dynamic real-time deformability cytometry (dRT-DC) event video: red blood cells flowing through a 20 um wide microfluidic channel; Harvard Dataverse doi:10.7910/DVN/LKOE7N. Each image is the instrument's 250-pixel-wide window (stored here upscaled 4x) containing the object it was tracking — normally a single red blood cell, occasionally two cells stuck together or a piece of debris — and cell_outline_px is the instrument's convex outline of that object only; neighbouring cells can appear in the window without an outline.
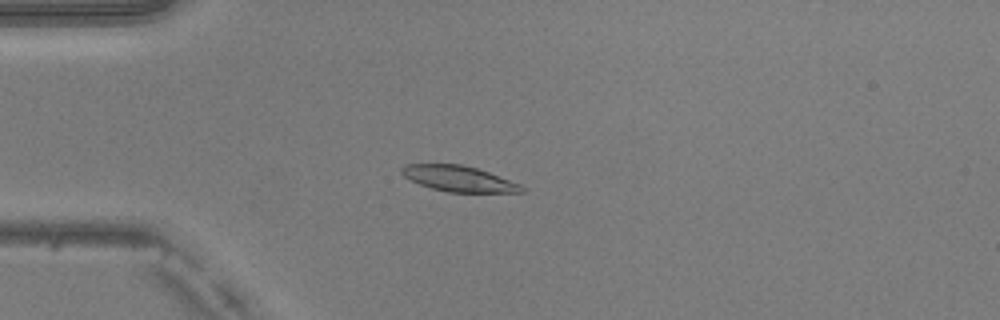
{"species": "common noctule bat (a hibernating species)", "species_latin": "Nyctalus noctula", "temperature_condition": "warm", "stored_images_in_passage": 51, "camera_frame_rate_fps": 3000, "um_per_image_px": 0.085, "animal": {"sex": "male", "body_mass_g": 20.5, "forearm_length_mm": 52.5}, "frame": {"image": 1, "passage_image": 14, "time_ms": 4.333, "image_size_px": [1000, 320], "cell_outline_px": [[524, 192], [448, 192], [432, 188], [420, 184], [404, 176], [400, 172], [400, 168], [404, 164], [460, 164], [476, 168], [488, 172], [520, 184], [524, 188]], "centroid_in_image_um": [38.96, 15.18], "position_along_channel_um": 46.0, "area_um2": 17.74}}
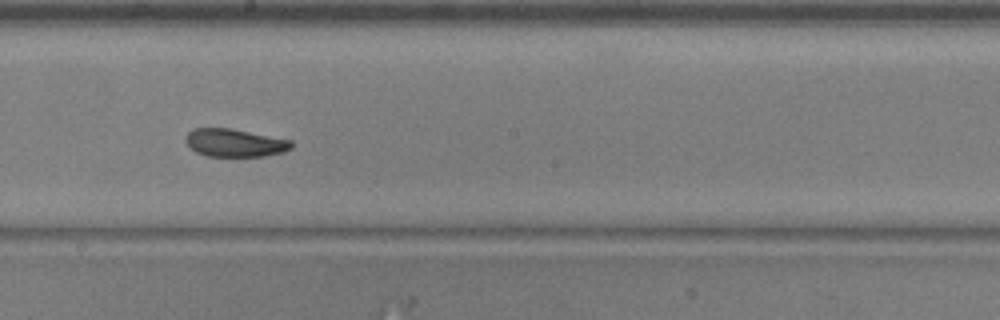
{"frame": {"image": 2, "passage_image": 29, "time_ms": 9.333, "image_size_px": [1000, 320], "cell_outline_px": [[292, 148], [284, 152], [264, 156], [208, 156], [196, 152], [184, 140], [184, 136], [192, 128], [232, 128], [292, 140]], "centroid_in_image_um": [19.95, 12.13], "position_along_channel_um": 228.2, "area_um2": 17.34}}
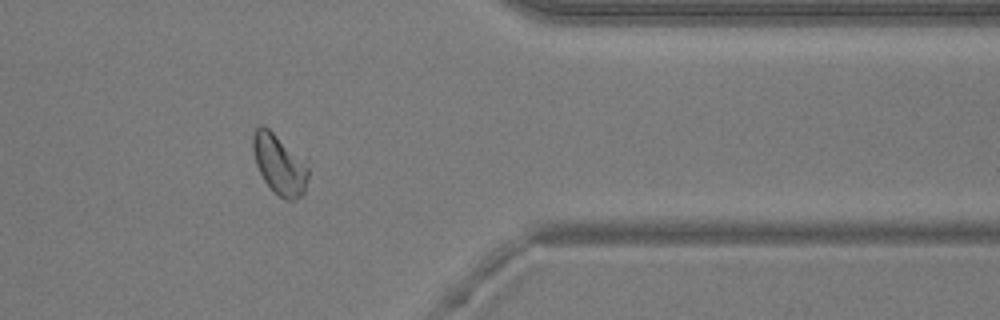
{"frame": {"image": 3, "passage_image": 42, "time_ms": 13.667, "image_size_px": [1000, 320], "cell_outline_px": [[312, 160], [304, 192], [300, 196], [292, 200], [284, 200], [272, 192], [264, 180], [256, 164], [252, 152], [252, 136], [256, 128], [260, 124], [264, 124]], "centroid_in_image_um": [23.82, 13.9], "position_along_channel_um": 387.6, "area_um2": 20.75}, "authors_computed_cell_mechanics": {"area_um2": 18.5538, "velocity_mm_per_s": 4.0176, "shape_relaxation_time_tau1_ms": 1.8913, "shape_relaxation_time_tau2_ms": 2.7381, "deformation_change_tau1": 0.0958, "deformation_change_tau2": 0.0761}}